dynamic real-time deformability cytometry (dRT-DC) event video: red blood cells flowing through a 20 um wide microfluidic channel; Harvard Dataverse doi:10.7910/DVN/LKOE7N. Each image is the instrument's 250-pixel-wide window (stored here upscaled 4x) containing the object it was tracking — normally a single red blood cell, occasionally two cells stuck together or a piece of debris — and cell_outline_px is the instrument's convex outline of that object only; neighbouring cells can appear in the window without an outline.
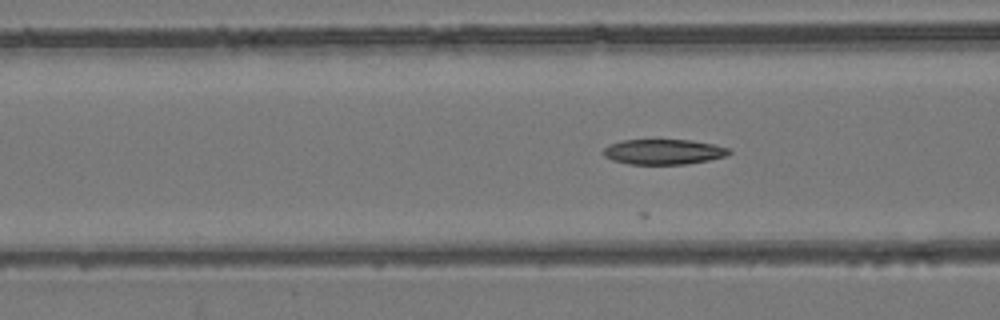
{"species": "common noctule bat (a hibernating species)", "species_latin": "Nyctalus noctula", "temperature_condition": "room temperature", "stored_images_in_passage": 13, "camera_frame_rate_fps": 3000, "um_per_image_px": 0.085, "animal": {"sex": "female", "body_mass_g": 24.6, "forearm_length_mm": 56.2}, "frame": {"image": 1, "passage_image": 4, "time_ms": 1.0, "image_size_px": [1000, 320], "cell_outline_px": [[732, 152], [728, 156], [688, 164], [628, 164], [612, 160], [604, 156], [600, 152], [608, 144], [624, 140], [692, 140], [732, 148]], "centroid_in_image_um": [56.41, 12.9], "position_along_channel_um": 110.2, "area_um2": 18.73}}
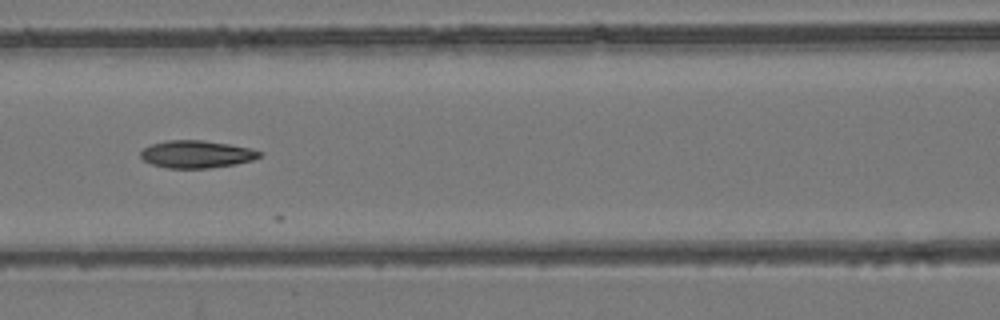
{"frame": {"image": 2, "passage_image": 7, "time_ms": 2.0, "image_size_px": [1000, 320], "cell_outline_px": [[264, 152], [260, 156], [252, 160], [236, 164], [208, 168], [168, 168], [152, 164], [144, 160], [140, 156], [140, 152], [144, 148], [152, 144], [168, 140], [204, 140], [252, 148]], "centroid_in_image_um": [16.73, 13.1], "position_along_channel_um": 149.9, "area_um2": 19.02}}
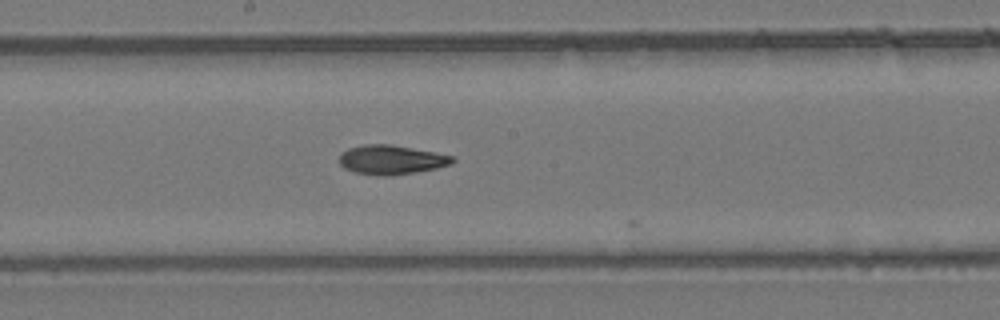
{"frame": {"image": 3, "passage_image": 12, "time_ms": 3.667, "image_size_px": [1000, 320], "cell_outline_px": [[456, 160], [452, 164], [436, 168], [416, 172], [392, 176], [376, 176], [356, 172], [344, 168], [340, 164], [340, 152], [348, 148], [364, 144], [392, 144], [436, 152], [452, 156]], "centroid_in_image_um": [33.26, 13.58], "position_along_channel_um": 214.9, "area_um2": 19.54}}